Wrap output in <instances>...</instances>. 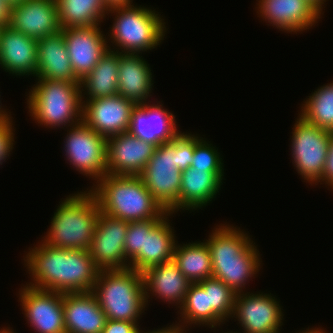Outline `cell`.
<instances>
[{
	"label": "cell",
	"mask_w": 333,
	"mask_h": 333,
	"mask_svg": "<svg viewBox=\"0 0 333 333\" xmlns=\"http://www.w3.org/2000/svg\"><path fill=\"white\" fill-rule=\"evenodd\" d=\"M291 136L292 164L309 185H316L322 176L331 140V131L306 122L300 115Z\"/></svg>",
	"instance_id": "9c48e42d"
},
{
	"label": "cell",
	"mask_w": 333,
	"mask_h": 333,
	"mask_svg": "<svg viewBox=\"0 0 333 333\" xmlns=\"http://www.w3.org/2000/svg\"><path fill=\"white\" fill-rule=\"evenodd\" d=\"M187 330H189V329H186V328H183V327L176 326V327L171 331V333H188Z\"/></svg>",
	"instance_id": "ee69618b"
},
{
	"label": "cell",
	"mask_w": 333,
	"mask_h": 333,
	"mask_svg": "<svg viewBox=\"0 0 333 333\" xmlns=\"http://www.w3.org/2000/svg\"><path fill=\"white\" fill-rule=\"evenodd\" d=\"M61 29L100 25L108 7L102 0H56Z\"/></svg>",
	"instance_id": "f546056e"
},
{
	"label": "cell",
	"mask_w": 333,
	"mask_h": 333,
	"mask_svg": "<svg viewBox=\"0 0 333 333\" xmlns=\"http://www.w3.org/2000/svg\"><path fill=\"white\" fill-rule=\"evenodd\" d=\"M0 67L19 78L37 73V40L8 27L0 33Z\"/></svg>",
	"instance_id": "44dd1931"
},
{
	"label": "cell",
	"mask_w": 333,
	"mask_h": 333,
	"mask_svg": "<svg viewBox=\"0 0 333 333\" xmlns=\"http://www.w3.org/2000/svg\"><path fill=\"white\" fill-rule=\"evenodd\" d=\"M156 146L129 132L106 139V171L117 176H139Z\"/></svg>",
	"instance_id": "e0dca14e"
},
{
	"label": "cell",
	"mask_w": 333,
	"mask_h": 333,
	"mask_svg": "<svg viewBox=\"0 0 333 333\" xmlns=\"http://www.w3.org/2000/svg\"><path fill=\"white\" fill-rule=\"evenodd\" d=\"M120 55V52L109 49L101 57L100 61L96 64L92 71L80 80L82 104L86 100H93L100 97H110L118 94ZM85 95L87 96L86 98Z\"/></svg>",
	"instance_id": "4316f807"
},
{
	"label": "cell",
	"mask_w": 333,
	"mask_h": 333,
	"mask_svg": "<svg viewBox=\"0 0 333 333\" xmlns=\"http://www.w3.org/2000/svg\"><path fill=\"white\" fill-rule=\"evenodd\" d=\"M151 102L137 105L132 110L128 132L157 147L172 141L181 131L171 111L164 108L160 101Z\"/></svg>",
	"instance_id": "ac0fdd59"
},
{
	"label": "cell",
	"mask_w": 333,
	"mask_h": 333,
	"mask_svg": "<svg viewBox=\"0 0 333 333\" xmlns=\"http://www.w3.org/2000/svg\"><path fill=\"white\" fill-rule=\"evenodd\" d=\"M36 80L38 82L35 81L36 84L31 86L25 100L29 116L38 126L64 129L82 121L80 82L48 78H36Z\"/></svg>",
	"instance_id": "52a82bcc"
},
{
	"label": "cell",
	"mask_w": 333,
	"mask_h": 333,
	"mask_svg": "<svg viewBox=\"0 0 333 333\" xmlns=\"http://www.w3.org/2000/svg\"><path fill=\"white\" fill-rule=\"evenodd\" d=\"M66 333H103L107 317L92 292L63 294Z\"/></svg>",
	"instance_id": "603a6c76"
},
{
	"label": "cell",
	"mask_w": 333,
	"mask_h": 333,
	"mask_svg": "<svg viewBox=\"0 0 333 333\" xmlns=\"http://www.w3.org/2000/svg\"><path fill=\"white\" fill-rule=\"evenodd\" d=\"M9 27L40 40L61 30L56 0H24L12 6Z\"/></svg>",
	"instance_id": "ffe728a7"
},
{
	"label": "cell",
	"mask_w": 333,
	"mask_h": 333,
	"mask_svg": "<svg viewBox=\"0 0 333 333\" xmlns=\"http://www.w3.org/2000/svg\"><path fill=\"white\" fill-rule=\"evenodd\" d=\"M224 179V171H204L191 167L182 171L178 211H194L209 205L221 190Z\"/></svg>",
	"instance_id": "d4e9b609"
},
{
	"label": "cell",
	"mask_w": 333,
	"mask_h": 333,
	"mask_svg": "<svg viewBox=\"0 0 333 333\" xmlns=\"http://www.w3.org/2000/svg\"><path fill=\"white\" fill-rule=\"evenodd\" d=\"M244 231L233 224L221 223L204 240L211 255L212 277L223 281L235 293L244 292L249 280L262 268V254Z\"/></svg>",
	"instance_id": "7a4b0ae2"
},
{
	"label": "cell",
	"mask_w": 333,
	"mask_h": 333,
	"mask_svg": "<svg viewBox=\"0 0 333 333\" xmlns=\"http://www.w3.org/2000/svg\"><path fill=\"white\" fill-rule=\"evenodd\" d=\"M142 274L146 305L150 303L148 299L152 300L154 296L166 304H175L177 309L182 306L191 282L173 260L149 267Z\"/></svg>",
	"instance_id": "7402d4cb"
},
{
	"label": "cell",
	"mask_w": 333,
	"mask_h": 333,
	"mask_svg": "<svg viewBox=\"0 0 333 333\" xmlns=\"http://www.w3.org/2000/svg\"><path fill=\"white\" fill-rule=\"evenodd\" d=\"M12 7L6 0H0V26L8 27Z\"/></svg>",
	"instance_id": "74e56055"
},
{
	"label": "cell",
	"mask_w": 333,
	"mask_h": 333,
	"mask_svg": "<svg viewBox=\"0 0 333 333\" xmlns=\"http://www.w3.org/2000/svg\"><path fill=\"white\" fill-rule=\"evenodd\" d=\"M144 241V220L129 222L124 242L126 259L131 262L141 251Z\"/></svg>",
	"instance_id": "836d02e7"
},
{
	"label": "cell",
	"mask_w": 333,
	"mask_h": 333,
	"mask_svg": "<svg viewBox=\"0 0 333 333\" xmlns=\"http://www.w3.org/2000/svg\"><path fill=\"white\" fill-rule=\"evenodd\" d=\"M64 138L66 160L83 176L96 183L107 174L106 139L83 121L67 128Z\"/></svg>",
	"instance_id": "30bf717a"
},
{
	"label": "cell",
	"mask_w": 333,
	"mask_h": 333,
	"mask_svg": "<svg viewBox=\"0 0 333 333\" xmlns=\"http://www.w3.org/2000/svg\"><path fill=\"white\" fill-rule=\"evenodd\" d=\"M134 5L131 3L108 8L107 15L115 16L110 34L106 36L110 50L142 54L157 48L164 40L168 28L160 12L151 7Z\"/></svg>",
	"instance_id": "8992f818"
},
{
	"label": "cell",
	"mask_w": 333,
	"mask_h": 333,
	"mask_svg": "<svg viewBox=\"0 0 333 333\" xmlns=\"http://www.w3.org/2000/svg\"><path fill=\"white\" fill-rule=\"evenodd\" d=\"M173 261L181 273L191 282L198 283L212 277L211 255L203 240L178 244L174 248Z\"/></svg>",
	"instance_id": "f1b7e54d"
},
{
	"label": "cell",
	"mask_w": 333,
	"mask_h": 333,
	"mask_svg": "<svg viewBox=\"0 0 333 333\" xmlns=\"http://www.w3.org/2000/svg\"><path fill=\"white\" fill-rule=\"evenodd\" d=\"M136 105L117 94L86 100L82 121L105 139L129 131L132 110Z\"/></svg>",
	"instance_id": "9a60e30c"
},
{
	"label": "cell",
	"mask_w": 333,
	"mask_h": 333,
	"mask_svg": "<svg viewBox=\"0 0 333 333\" xmlns=\"http://www.w3.org/2000/svg\"><path fill=\"white\" fill-rule=\"evenodd\" d=\"M129 222L111 217L100 211L89 254L101 270L130 268L126 259L124 242Z\"/></svg>",
	"instance_id": "4fadbf2b"
},
{
	"label": "cell",
	"mask_w": 333,
	"mask_h": 333,
	"mask_svg": "<svg viewBox=\"0 0 333 333\" xmlns=\"http://www.w3.org/2000/svg\"><path fill=\"white\" fill-rule=\"evenodd\" d=\"M171 216L173 214L168 212L163 218L144 220L143 251L130 262V268L144 272L149 267L173 260L177 237L169 222Z\"/></svg>",
	"instance_id": "d6986e66"
},
{
	"label": "cell",
	"mask_w": 333,
	"mask_h": 333,
	"mask_svg": "<svg viewBox=\"0 0 333 333\" xmlns=\"http://www.w3.org/2000/svg\"><path fill=\"white\" fill-rule=\"evenodd\" d=\"M223 157L218 148L213 146L206 138L195 134V149L191 168L204 171H224Z\"/></svg>",
	"instance_id": "d6a6232c"
},
{
	"label": "cell",
	"mask_w": 333,
	"mask_h": 333,
	"mask_svg": "<svg viewBox=\"0 0 333 333\" xmlns=\"http://www.w3.org/2000/svg\"><path fill=\"white\" fill-rule=\"evenodd\" d=\"M208 293L209 308L224 322L232 318L236 293L223 281L213 277L198 282Z\"/></svg>",
	"instance_id": "1f68e13d"
},
{
	"label": "cell",
	"mask_w": 333,
	"mask_h": 333,
	"mask_svg": "<svg viewBox=\"0 0 333 333\" xmlns=\"http://www.w3.org/2000/svg\"><path fill=\"white\" fill-rule=\"evenodd\" d=\"M181 317L178 323L175 321V325L183 328H191L193 325L197 327L208 326L217 329L225 322L211 309L209 308L208 293L199 283H191L186 293L182 306L177 311ZM188 324V325H187ZM199 325V326H198Z\"/></svg>",
	"instance_id": "83f0119b"
},
{
	"label": "cell",
	"mask_w": 333,
	"mask_h": 333,
	"mask_svg": "<svg viewBox=\"0 0 333 333\" xmlns=\"http://www.w3.org/2000/svg\"><path fill=\"white\" fill-rule=\"evenodd\" d=\"M86 189L61 199L41 239L44 243L63 249L90 248L100 209L94 194Z\"/></svg>",
	"instance_id": "5b68a950"
},
{
	"label": "cell",
	"mask_w": 333,
	"mask_h": 333,
	"mask_svg": "<svg viewBox=\"0 0 333 333\" xmlns=\"http://www.w3.org/2000/svg\"><path fill=\"white\" fill-rule=\"evenodd\" d=\"M139 323L107 319L103 333H138Z\"/></svg>",
	"instance_id": "d590c367"
},
{
	"label": "cell",
	"mask_w": 333,
	"mask_h": 333,
	"mask_svg": "<svg viewBox=\"0 0 333 333\" xmlns=\"http://www.w3.org/2000/svg\"><path fill=\"white\" fill-rule=\"evenodd\" d=\"M9 5L12 7V6H15V5H19L20 3H22L24 0H6Z\"/></svg>",
	"instance_id": "bcb514c9"
},
{
	"label": "cell",
	"mask_w": 333,
	"mask_h": 333,
	"mask_svg": "<svg viewBox=\"0 0 333 333\" xmlns=\"http://www.w3.org/2000/svg\"><path fill=\"white\" fill-rule=\"evenodd\" d=\"M305 100L298 115L312 125L333 132V82L318 87Z\"/></svg>",
	"instance_id": "4dcf8cb0"
},
{
	"label": "cell",
	"mask_w": 333,
	"mask_h": 333,
	"mask_svg": "<svg viewBox=\"0 0 333 333\" xmlns=\"http://www.w3.org/2000/svg\"><path fill=\"white\" fill-rule=\"evenodd\" d=\"M105 5L109 7L118 6V5H129L133 3V0H102Z\"/></svg>",
	"instance_id": "ab89813d"
},
{
	"label": "cell",
	"mask_w": 333,
	"mask_h": 333,
	"mask_svg": "<svg viewBox=\"0 0 333 333\" xmlns=\"http://www.w3.org/2000/svg\"><path fill=\"white\" fill-rule=\"evenodd\" d=\"M0 333H15V332L12 328L8 326V327H2L0 329Z\"/></svg>",
	"instance_id": "f6af8a7d"
},
{
	"label": "cell",
	"mask_w": 333,
	"mask_h": 333,
	"mask_svg": "<svg viewBox=\"0 0 333 333\" xmlns=\"http://www.w3.org/2000/svg\"><path fill=\"white\" fill-rule=\"evenodd\" d=\"M1 96V95H0ZM0 121L1 120H3V119H5V118H7V117H10L11 116V112H10V110L9 111H7L8 109H5V107L4 108H2V103H1V100H0Z\"/></svg>",
	"instance_id": "7bdbcfd3"
},
{
	"label": "cell",
	"mask_w": 333,
	"mask_h": 333,
	"mask_svg": "<svg viewBox=\"0 0 333 333\" xmlns=\"http://www.w3.org/2000/svg\"><path fill=\"white\" fill-rule=\"evenodd\" d=\"M36 78L80 82L71 67L63 29L37 40Z\"/></svg>",
	"instance_id": "484cf974"
},
{
	"label": "cell",
	"mask_w": 333,
	"mask_h": 333,
	"mask_svg": "<svg viewBox=\"0 0 333 333\" xmlns=\"http://www.w3.org/2000/svg\"><path fill=\"white\" fill-rule=\"evenodd\" d=\"M256 1L258 17L268 22L267 25L285 33H303L311 29L313 25L315 26L323 15L308 0Z\"/></svg>",
	"instance_id": "5bb4252c"
},
{
	"label": "cell",
	"mask_w": 333,
	"mask_h": 333,
	"mask_svg": "<svg viewBox=\"0 0 333 333\" xmlns=\"http://www.w3.org/2000/svg\"><path fill=\"white\" fill-rule=\"evenodd\" d=\"M263 292L236 293L232 320L238 321L243 333H273L284 321L280 299ZM237 319V320H236Z\"/></svg>",
	"instance_id": "8fae6325"
},
{
	"label": "cell",
	"mask_w": 333,
	"mask_h": 333,
	"mask_svg": "<svg viewBox=\"0 0 333 333\" xmlns=\"http://www.w3.org/2000/svg\"><path fill=\"white\" fill-rule=\"evenodd\" d=\"M100 26V27H99ZM66 48L75 76L82 80L109 50L101 24L63 29Z\"/></svg>",
	"instance_id": "2e32d148"
},
{
	"label": "cell",
	"mask_w": 333,
	"mask_h": 333,
	"mask_svg": "<svg viewBox=\"0 0 333 333\" xmlns=\"http://www.w3.org/2000/svg\"><path fill=\"white\" fill-rule=\"evenodd\" d=\"M296 333H327L324 328L322 329V327H312V328H307L305 330H299V332H296Z\"/></svg>",
	"instance_id": "b9f144b4"
},
{
	"label": "cell",
	"mask_w": 333,
	"mask_h": 333,
	"mask_svg": "<svg viewBox=\"0 0 333 333\" xmlns=\"http://www.w3.org/2000/svg\"><path fill=\"white\" fill-rule=\"evenodd\" d=\"M141 55L121 53L119 56L118 94L136 106L150 101L154 87L150 64Z\"/></svg>",
	"instance_id": "cb8c5ba5"
},
{
	"label": "cell",
	"mask_w": 333,
	"mask_h": 333,
	"mask_svg": "<svg viewBox=\"0 0 333 333\" xmlns=\"http://www.w3.org/2000/svg\"><path fill=\"white\" fill-rule=\"evenodd\" d=\"M194 149L195 134L181 131L172 141L155 148L139 175L153 198L174 215L178 212L182 171L191 166Z\"/></svg>",
	"instance_id": "3957f363"
},
{
	"label": "cell",
	"mask_w": 333,
	"mask_h": 333,
	"mask_svg": "<svg viewBox=\"0 0 333 333\" xmlns=\"http://www.w3.org/2000/svg\"><path fill=\"white\" fill-rule=\"evenodd\" d=\"M176 327V325L173 323L172 325H167L166 327H162L159 329H155L154 330H148V331H143V330H139L138 333H171V331Z\"/></svg>",
	"instance_id": "f35d334b"
},
{
	"label": "cell",
	"mask_w": 333,
	"mask_h": 333,
	"mask_svg": "<svg viewBox=\"0 0 333 333\" xmlns=\"http://www.w3.org/2000/svg\"><path fill=\"white\" fill-rule=\"evenodd\" d=\"M22 286L17 295L26 323L37 333H66L63 293Z\"/></svg>",
	"instance_id": "7c38bea8"
},
{
	"label": "cell",
	"mask_w": 333,
	"mask_h": 333,
	"mask_svg": "<svg viewBox=\"0 0 333 333\" xmlns=\"http://www.w3.org/2000/svg\"><path fill=\"white\" fill-rule=\"evenodd\" d=\"M312 5H314L322 14H324V12H323V8H325V6L324 5H326L325 4V2L327 1V0H308Z\"/></svg>",
	"instance_id": "60d3db41"
},
{
	"label": "cell",
	"mask_w": 333,
	"mask_h": 333,
	"mask_svg": "<svg viewBox=\"0 0 333 333\" xmlns=\"http://www.w3.org/2000/svg\"><path fill=\"white\" fill-rule=\"evenodd\" d=\"M88 189L94 194L102 213L126 222L163 218L168 213L139 176L106 174Z\"/></svg>",
	"instance_id": "277c9868"
},
{
	"label": "cell",
	"mask_w": 333,
	"mask_h": 333,
	"mask_svg": "<svg viewBox=\"0 0 333 333\" xmlns=\"http://www.w3.org/2000/svg\"><path fill=\"white\" fill-rule=\"evenodd\" d=\"M221 333H240V332H237V331H236V332H235V331L233 332V331L231 330V331H227V332H223V331H222Z\"/></svg>",
	"instance_id": "7dc6e473"
},
{
	"label": "cell",
	"mask_w": 333,
	"mask_h": 333,
	"mask_svg": "<svg viewBox=\"0 0 333 333\" xmlns=\"http://www.w3.org/2000/svg\"><path fill=\"white\" fill-rule=\"evenodd\" d=\"M28 249L23 256L28 286L63 294L93 291L100 270L89 250L56 248L42 240Z\"/></svg>",
	"instance_id": "6da1fadb"
},
{
	"label": "cell",
	"mask_w": 333,
	"mask_h": 333,
	"mask_svg": "<svg viewBox=\"0 0 333 333\" xmlns=\"http://www.w3.org/2000/svg\"><path fill=\"white\" fill-rule=\"evenodd\" d=\"M13 117H7L0 121V165L7 162L6 159L10 158L13 146L15 144V127L13 125Z\"/></svg>",
	"instance_id": "e575fe53"
},
{
	"label": "cell",
	"mask_w": 333,
	"mask_h": 333,
	"mask_svg": "<svg viewBox=\"0 0 333 333\" xmlns=\"http://www.w3.org/2000/svg\"><path fill=\"white\" fill-rule=\"evenodd\" d=\"M92 293L107 319L140 323L148 307L143 274L132 268L99 271Z\"/></svg>",
	"instance_id": "ba28073f"
},
{
	"label": "cell",
	"mask_w": 333,
	"mask_h": 333,
	"mask_svg": "<svg viewBox=\"0 0 333 333\" xmlns=\"http://www.w3.org/2000/svg\"><path fill=\"white\" fill-rule=\"evenodd\" d=\"M319 183L320 185L325 184V187L328 186L327 188L333 189V132H331V140L322 176L320 181L316 185H318Z\"/></svg>",
	"instance_id": "8d00e7d4"
}]
</instances>
